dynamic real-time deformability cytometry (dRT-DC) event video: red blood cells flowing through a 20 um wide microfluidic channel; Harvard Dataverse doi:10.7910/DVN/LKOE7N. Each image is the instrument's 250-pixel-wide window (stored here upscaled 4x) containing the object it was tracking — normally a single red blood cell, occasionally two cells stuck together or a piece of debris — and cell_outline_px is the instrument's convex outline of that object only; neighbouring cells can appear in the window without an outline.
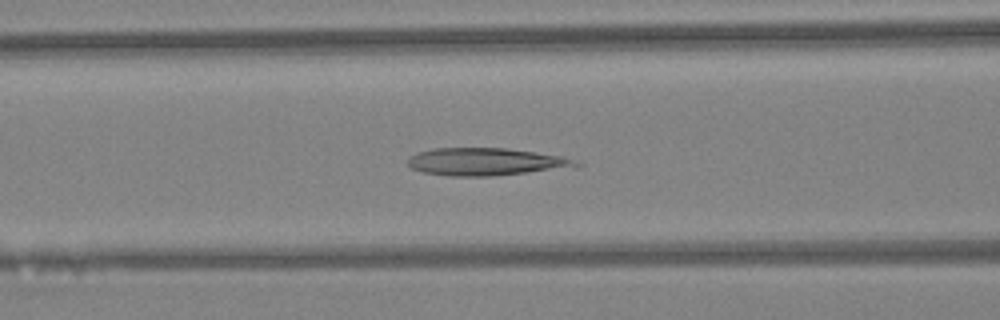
{"species": "Egyptian fruit bat (a non-hibernating species)", "species_latin": "Rousettus aegyptiacus", "temperature_condition": "warm", "stored_images_in_passage": 46, "camera_frame_rate_fps": 3000, "um_per_image_px": 0.085, "animal": {"sex": "female"}, "frame": {"image": 1, "passage_image": 19, "time_ms": 6.0, "image_size_px": [1000, 320], "cell_outline_px": [[584, 164], [576, 168], [492, 176], [448, 176], [424, 172], [412, 168], [408, 164], [408, 156], [416, 152], [432, 148], [504, 148], [564, 156]], "centroid_in_image_um": [41.35, 13.75], "position_along_channel_um": 125.2, "area_um2": 27.4}}
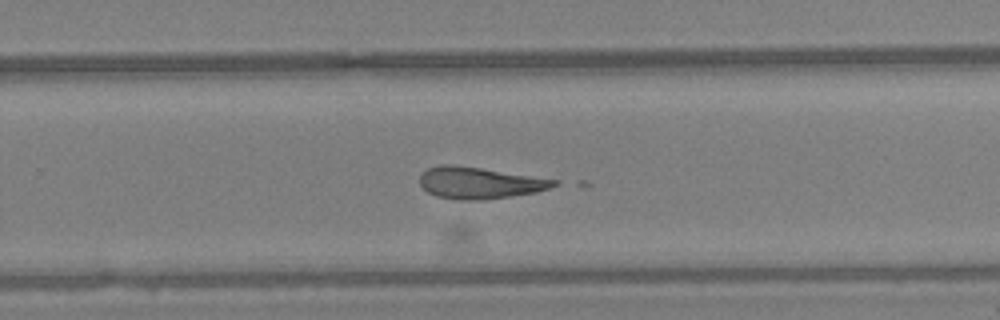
{"frame": {"image": 2, "passage_image": 30, "time_ms": 9.667, "image_size_px": [1000, 320], "cell_outline_px": [[560, 184], [536, 192], [480, 200], [460, 200], [436, 196], [428, 192], [420, 184], [420, 176], [428, 168], [444, 164], [452, 164], [480, 168], [560, 180]], "centroid_in_image_um": [40.77, 15.54], "position_along_channel_um": 289.0, "area_um2": 24.45}}
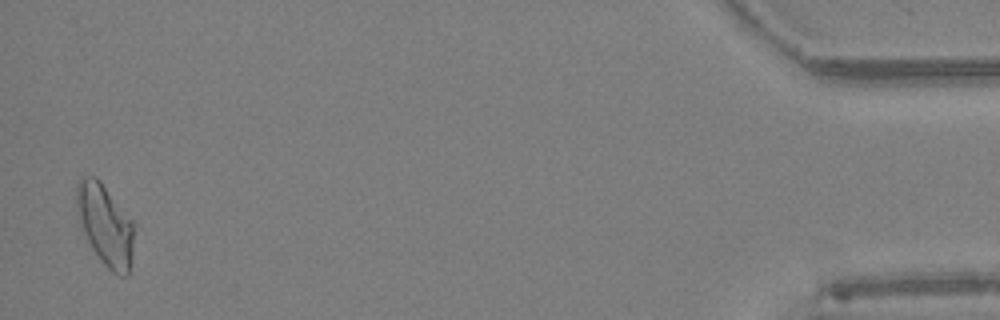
{"frame": {"image": 3, "passage_image": 45, "time_ms": 14.667, "image_size_px": [1000, 320], "cell_outline_px": [[140, 228], [128, 276], [120, 276], [112, 272], [104, 264], [92, 248], [80, 224], [76, 204], [76, 184], [80, 176], [96, 176], [100, 180]], "centroid_in_image_um": [9.04, 19.12], "position_along_channel_um": 426.2, "area_um2": 28.32}}